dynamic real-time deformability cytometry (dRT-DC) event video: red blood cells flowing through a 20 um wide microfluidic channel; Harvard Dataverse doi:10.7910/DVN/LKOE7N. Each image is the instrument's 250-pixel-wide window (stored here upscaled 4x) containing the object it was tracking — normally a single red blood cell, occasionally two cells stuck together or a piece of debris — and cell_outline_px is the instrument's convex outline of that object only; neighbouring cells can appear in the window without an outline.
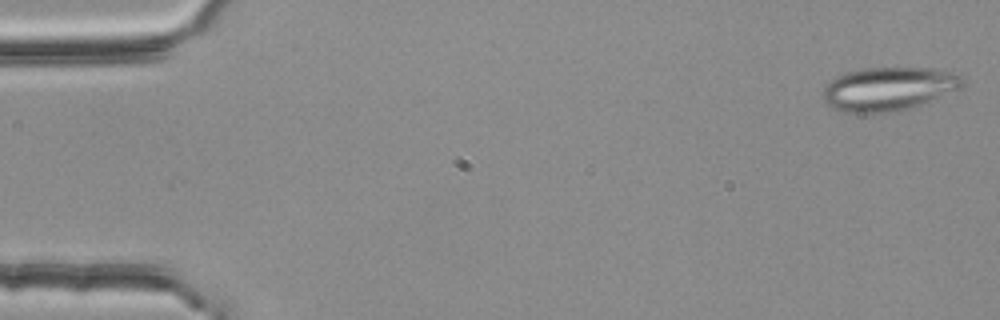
{"species": "common noctule bat (a hibernating species)", "species_latin": "Nyctalus noctula", "temperature_condition": "room temperature", "stored_images_in_passage": 53, "segment_of_instrument_passage": [1, 2], "camera_frame_rate_fps": 3000, "um_per_image_px": 0.085, "animal": {"sex": "female", "body_mass_g": 25.1}, "frame": {"image": 1, "passage_image": 1, "time_ms": 0.0, "image_size_px": [1000, 320], "cell_outline_px": [[964, 84], [960, 88], [920, 104], [908, 108], [888, 112], [844, 112], [832, 108], [824, 100], [824, 88], [836, 76], [848, 72], [864, 68], [932, 68], [960, 72], [964, 76]], "centroid_in_image_um": [75.58, 7.52], "position_along_channel_um": 9.4, "area_um2": 35.14}}